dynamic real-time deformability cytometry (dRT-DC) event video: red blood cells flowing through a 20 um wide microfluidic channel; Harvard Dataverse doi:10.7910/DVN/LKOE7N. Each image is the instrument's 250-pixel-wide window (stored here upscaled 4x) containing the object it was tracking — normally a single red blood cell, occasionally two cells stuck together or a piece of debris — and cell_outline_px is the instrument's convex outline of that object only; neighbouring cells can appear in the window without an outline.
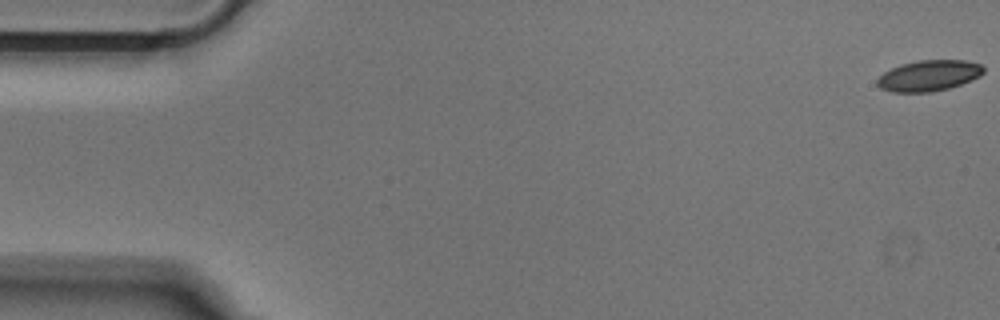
{"species": "Egyptian fruit bat (a non-hibernating species)", "species_latin": "Rousettus aegyptiacus", "temperature_condition": "cold", "stored_images_in_passage": 52, "camera_frame_rate_fps": 3000, "um_per_image_px": 0.085, "animal": {"sex": "male"}, "frame": {"image": 1, "passage_image": 1, "time_ms": 0.0, "image_size_px": [1000, 320], "cell_outline_px": [[984, 72], [980, 76], [972, 80], [948, 88], [932, 92], [892, 92], [880, 88], [876, 84], [876, 80], [884, 72], [900, 64], [916, 60], [964, 60], [980, 64], [984, 68]], "centroid_in_image_um": [78.94, 6.42], "position_along_channel_um": 6.1, "area_um2": 19.19}}
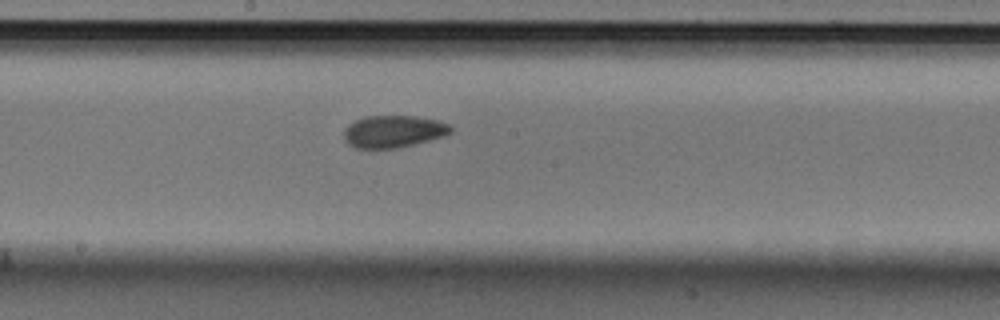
{"frame": {"image": 2, "passage_image": 28, "time_ms": 9.0, "image_size_px": [1000, 320], "cell_outline_px": [[452, 132], [444, 136], [396, 148], [356, 148], [348, 144], [344, 140], [344, 128], [348, 124], [364, 116], [416, 116], [436, 120], [448, 124], [452, 128]], "centroid_in_image_um": [33.4, 11.17], "position_along_channel_um": 214.8, "area_um2": 19.94}}
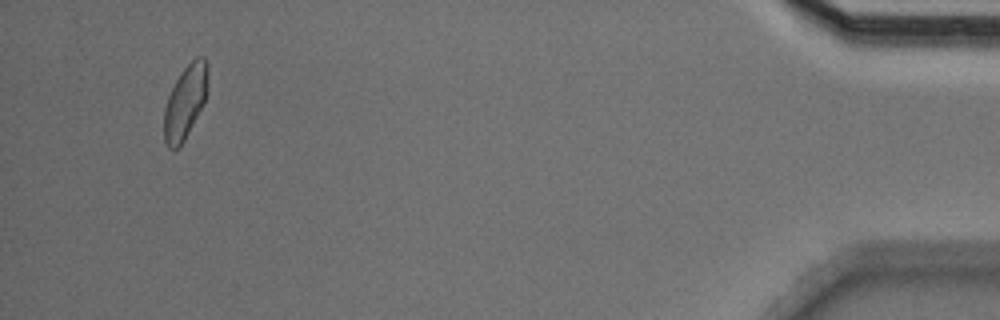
{"frame": {"image": 3, "passage_image": 50, "time_ms": 16.333, "image_size_px": [1000, 320], "cell_outline_px": [[208, 84], [204, 104], [184, 140], [176, 148], [168, 148], [164, 140], [164, 108], [168, 96], [180, 72], [196, 56], [204, 56], [208, 64]], "centroid_in_image_um": [15.76, 8.62], "position_along_channel_um": 419.4, "area_um2": 18.79}}